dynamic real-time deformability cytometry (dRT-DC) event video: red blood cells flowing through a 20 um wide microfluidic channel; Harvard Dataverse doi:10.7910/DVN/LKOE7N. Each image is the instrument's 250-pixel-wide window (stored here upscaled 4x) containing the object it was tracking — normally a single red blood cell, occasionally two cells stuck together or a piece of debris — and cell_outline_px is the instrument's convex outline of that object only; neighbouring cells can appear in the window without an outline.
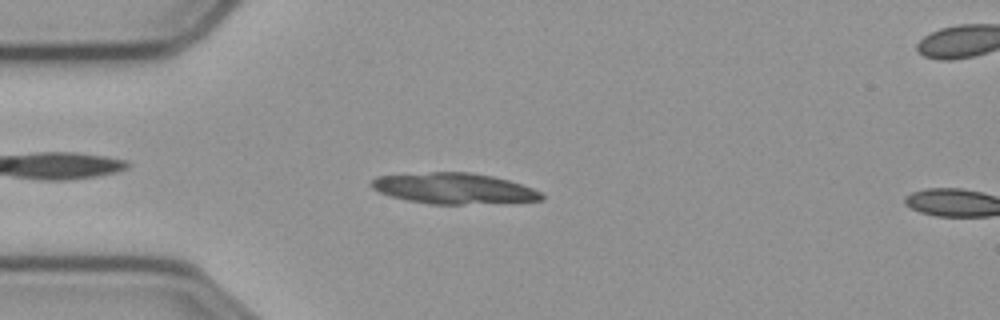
{"species": "common noctule bat (a hibernating species)", "species_latin": "Nyctalus noctula", "temperature_condition": "cold", "stored_images_in_passage": 16, "camera_frame_rate_fps": 3000, "um_per_image_px": 0.085, "animal": {"sex": "male", "body_mass_g": 23.1, "forearm_length_mm": 52.7}, "frame": {"image": 1, "passage_image": 14, "time_ms": 4.333, "image_size_px": [1000, 320], "cell_outline_px": [[544, 200], [464, 204], [428, 204], [388, 196], [372, 188], [372, 180], [376, 176], [432, 172], [468, 172], [492, 176], [508, 180], [532, 188], [540, 192], [544, 196]], "centroid_in_image_um": [38.56, 16.02], "position_along_channel_um": 46.4, "area_um2": 30.29}}